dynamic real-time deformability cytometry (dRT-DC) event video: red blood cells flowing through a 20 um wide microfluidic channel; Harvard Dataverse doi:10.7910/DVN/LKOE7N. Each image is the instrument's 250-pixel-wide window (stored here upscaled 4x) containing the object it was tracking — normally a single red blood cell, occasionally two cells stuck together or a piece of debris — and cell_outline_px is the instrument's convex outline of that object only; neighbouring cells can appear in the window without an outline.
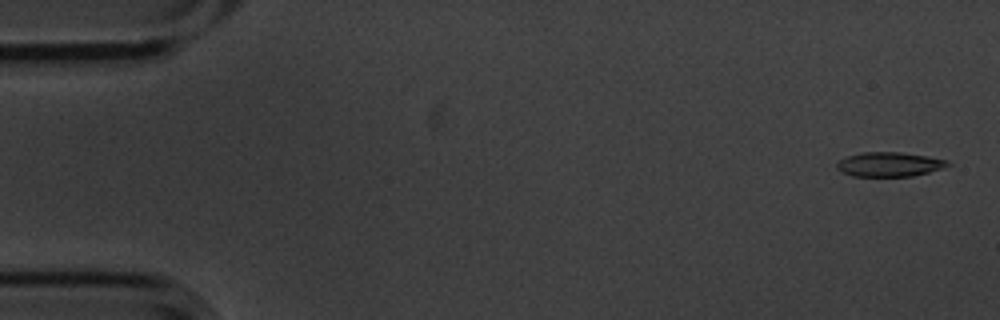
{"species": "common noctule bat (a hibernating species)", "species_latin": "Nyctalus noctula", "temperature_condition": "cold", "stored_images_in_passage": 5, "camera_frame_rate_fps": 3000, "um_per_image_px": 0.085, "animal": {"sex": "male", "body_mass_g": 20.1, "forearm_length_mm": 53.5}, "frame": {"image": 1, "passage_image": 1, "time_ms": 0.0, "image_size_px": [1000, 320], "cell_outline_px": [[952, 164], [944, 168], [912, 176], [852, 176], [840, 172], [836, 168], [836, 164], [840, 160], [848, 156], [860, 152], [900, 152], [928, 156], [948, 160]], "centroid_in_image_um": [75.6, 13.97], "position_along_channel_um": 9.4, "area_um2": 15.9}}